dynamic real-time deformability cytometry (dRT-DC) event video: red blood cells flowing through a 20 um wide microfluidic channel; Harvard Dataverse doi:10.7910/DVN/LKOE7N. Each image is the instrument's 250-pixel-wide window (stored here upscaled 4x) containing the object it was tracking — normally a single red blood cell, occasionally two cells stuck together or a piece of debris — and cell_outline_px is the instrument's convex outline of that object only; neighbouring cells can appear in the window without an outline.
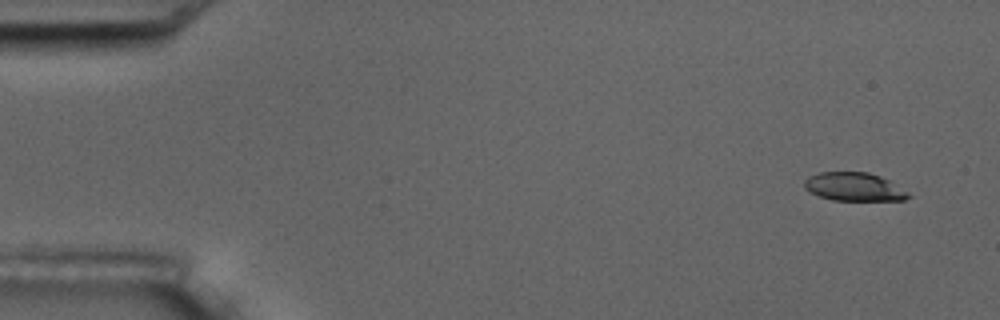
{"species": "common noctule bat (a hibernating species)", "species_latin": "Nyctalus noctula", "temperature_condition": "room temperature", "stored_images_in_passage": 2, "camera_frame_rate_fps": 3000, "um_per_image_px": 0.085, "animal": {"sex": "male", "body_mass_g": 17.5, "forearm_length_mm": 52.3}, "frame": {"image": 1, "passage_image": 2, "time_ms": 1.333, "image_size_px": [1000, 320], "cell_outline_px": [[912, 196], [904, 200], [832, 200], [820, 196], [804, 188], [804, 180], [808, 176], [820, 172], [868, 172], [892, 180], [908, 192]], "centroid_in_image_um": [72.63, 15.87], "position_along_channel_um": 12.4, "area_um2": 17.34}}